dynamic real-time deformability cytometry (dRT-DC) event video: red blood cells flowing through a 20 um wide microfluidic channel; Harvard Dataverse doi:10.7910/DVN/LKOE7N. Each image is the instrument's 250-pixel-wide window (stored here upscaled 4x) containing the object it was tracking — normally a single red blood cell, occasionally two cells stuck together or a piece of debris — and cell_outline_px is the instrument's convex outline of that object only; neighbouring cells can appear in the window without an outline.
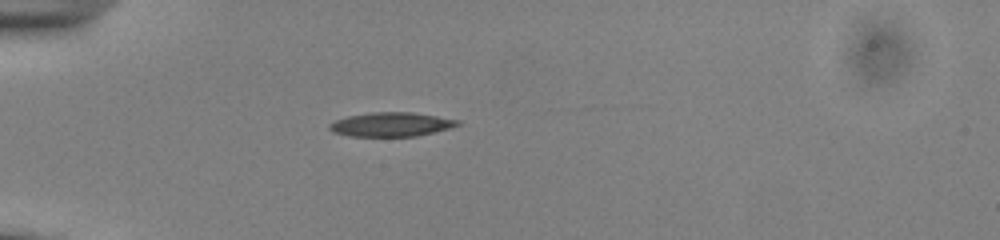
{"species": "common noctule bat (a hibernating species)", "species_latin": "Nyctalus noctula", "temperature_condition": "cold", "stored_images_in_passage": 35, "camera_frame_rate_fps": 3000, "um_per_image_px": 0.085, "animal": {"sex": "male", "body_mass_g": 13.0, "forearm_length_mm": 53.1}, "frame": {"image": 1, "passage_image": 1, "time_ms": 0.0, "image_size_px": [1000, 240], "cell_outline_px": [[460, 124], [452, 128], [416, 136], [348, 136], [332, 132], [328, 128], [328, 124], [336, 120], [348, 116], [368, 112], [412, 112], [460, 120]], "centroid_in_image_um": [33.24, 10.57], "position_along_channel_um": 51.8, "area_um2": 18.09}}
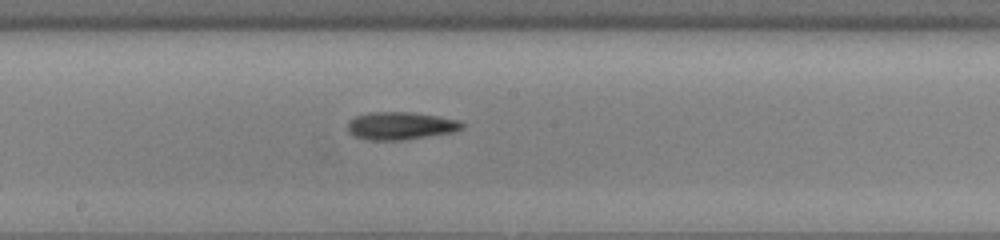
{"frame": {"image": 2, "passage_image": 15, "time_ms": 4.667, "image_size_px": [1000, 240], "cell_outline_px": [[464, 128], [452, 132], [404, 140], [368, 140], [352, 136], [348, 132], [348, 124], [356, 116], [368, 112], [412, 112], [440, 116], [460, 120], [464, 124]], "centroid_in_image_um": [34.06, 10.69], "position_along_channel_um": 214.1, "area_um2": 18.61}}
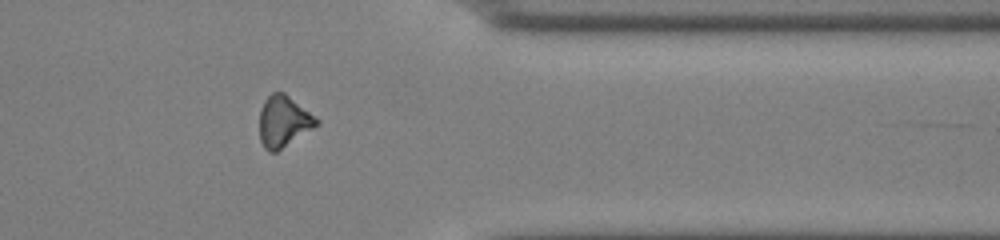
{"frame": {"image": 3, "passage_image": 29, "time_ms": 9.333, "image_size_px": [1000, 240], "cell_outline_px": [[320, 124], [276, 152], [268, 152], [264, 148], [260, 140], [260, 108], [264, 100], [272, 92], [284, 92], [320, 120]], "centroid_in_image_um": [24.1, 10.32], "position_along_channel_um": 387.3, "area_um2": 17.05}, "authors_computed_cell_mechanics": {"area_um2": 17.8602, "velocity_mm_per_s": 3.9027, "shape_relaxation_time_tau1_ms": 2.4786, "shape_relaxation_time_tau2_ms": 8.4086, "deformation_change_tau1": 0.0952, "deformation_change_tau2": 0.1909}}